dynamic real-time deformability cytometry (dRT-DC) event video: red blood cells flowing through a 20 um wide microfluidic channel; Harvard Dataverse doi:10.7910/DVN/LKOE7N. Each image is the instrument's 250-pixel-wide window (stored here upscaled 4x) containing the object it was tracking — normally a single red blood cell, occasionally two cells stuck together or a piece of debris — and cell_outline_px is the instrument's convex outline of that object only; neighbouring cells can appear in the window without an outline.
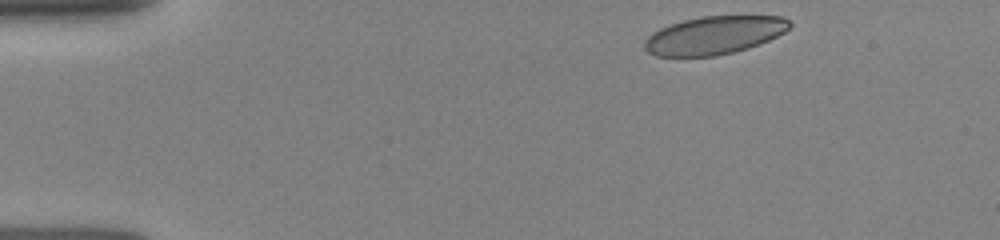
{"species": "human", "species_latin": "Homo sapiens", "temperature_condition": "room temperature", "stored_images_in_passage": 57, "camera_frame_rate_fps": 3000, "um_per_image_px": 0.085, "donor": {"sex": "female"}, "frame": {"image": 1, "passage_image": 1, "time_ms": 0.0, "image_size_px": [1000, 240], "cell_outline_px": [[792, 24], [784, 32], [760, 44], [748, 48], [716, 56], [656, 56], [648, 52], [644, 48], [644, 40], [652, 32], [660, 28], [684, 20], [700, 16], [780, 16], [788, 20]], "centroid_in_image_um": [60.68, 3.0], "position_along_channel_um": 24.3, "area_um2": 32.08}}
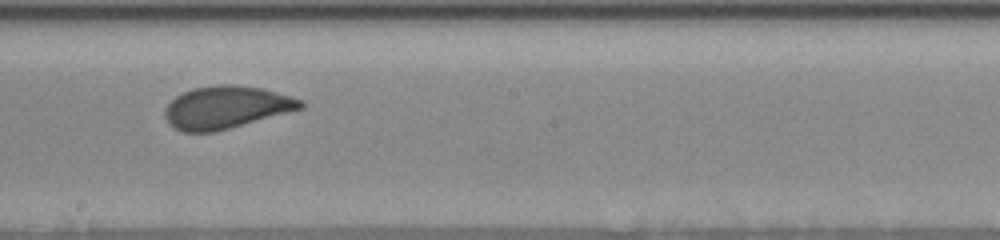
{"frame": {"image": 2, "passage_image": 31, "time_ms": 7.0, "image_size_px": [1000, 240], "cell_outline_px": [[304, 108], [216, 132], [180, 132], [168, 124], [164, 116], [164, 112], [168, 104], [176, 96], [192, 88], [216, 84], [236, 84], [264, 88], [304, 100]], "centroid_in_image_um": [19.23, 9.12], "position_along_channel_um": 229.0, "area_um2": 34.04}}
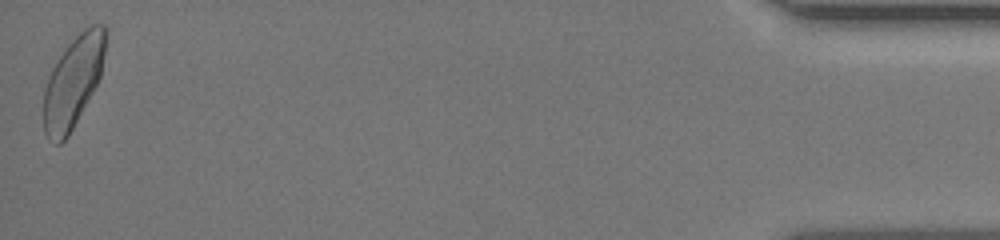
{"frame": {"image": 3, "passage_image": 57, "time_ms": 14.0, "image_size_px": [1000, 240], "cell_outline_px": [[108, 36], [100, 76], [92, 92], [68, 136], [60, 144], [56, 144], [48, 140], [44, 132], [44, 88], [48, 76], [52, 68], [64, 48], [84, 28], [92, 24], [104, 24], [108, 28]], "centroid_in_image_um": [6.23, 6.9], "position_along_channel_um": 429.0, "area_um2": 32.95}}